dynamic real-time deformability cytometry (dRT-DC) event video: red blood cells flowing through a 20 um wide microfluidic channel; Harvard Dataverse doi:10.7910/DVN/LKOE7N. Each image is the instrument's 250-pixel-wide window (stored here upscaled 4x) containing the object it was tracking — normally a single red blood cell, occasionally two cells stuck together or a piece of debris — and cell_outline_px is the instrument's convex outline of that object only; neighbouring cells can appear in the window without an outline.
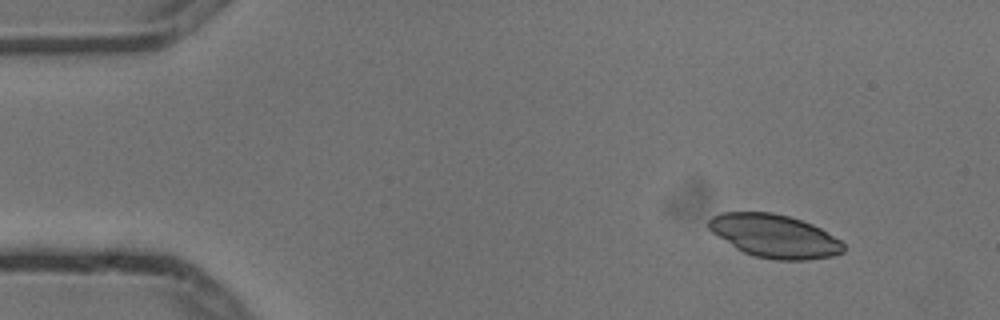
{"species": "common noctule bat (a hibernating species)", "species_latin": "Nyctalus noctula", "temperature_condition": "cold", "stored_images_in_passage": 3, "camera_frame_rate_fps": 3000, "um_per_image_px": 0.085, "animal": {"sex": "male", "body_mass_g": 13.3}, "frame": {"image": 1, "passage_image": 1, "time_ms": 0.0, "image_size_px": [1000, 320], "cell_outline_px": [[844, 252], [832, 256], [808, 260], [776, 260], [756, 256], [744, 252], [736, 248], [712, 232], [708, 228], [708, 220], [712, 216], [724, 212], [772, 212], [788, 216], [812, 224], [820, 228], [840, 240], [844, 244]], "centroid_in_image_um": [65.84, 20.06], "position_along_channel_um": 19.2, "area_um2": 33.76}}